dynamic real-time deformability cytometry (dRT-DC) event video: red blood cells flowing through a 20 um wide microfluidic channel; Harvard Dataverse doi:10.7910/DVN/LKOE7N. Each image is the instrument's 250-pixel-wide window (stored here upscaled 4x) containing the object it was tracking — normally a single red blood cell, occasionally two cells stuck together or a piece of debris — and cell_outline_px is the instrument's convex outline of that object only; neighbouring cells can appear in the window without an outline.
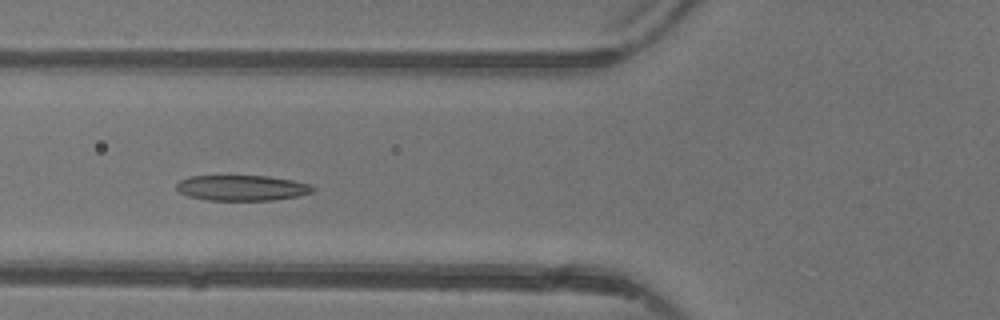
{"species": "common noctule bat (a hibernating species)", "species_latin": "Nyctalus noctula", "temperature_condition": "warm", "stored_images_in_passage": 4, "camera_frame_rate_fps": 3000, "um_per_image_px": 0.085, "animal": {"sex": "female"}, "frame": {"image": 1, "passage_image": 4, "time_ms": 3.333, "image_size_px": [1000, 320], "cell_outline_px": [[316, 188], [312, 192], [296, 196], [276, 200], [208, 200], [188, 196], [180, 192], [176, 188], [176, 184], [180, 180], [188, 176], [268, 176], [292, 180], [312, 184]], "centroid_in_image_um": [20.57, 15.97], "position_along_channel_um": 105.2, "area_um2": 20.29}}